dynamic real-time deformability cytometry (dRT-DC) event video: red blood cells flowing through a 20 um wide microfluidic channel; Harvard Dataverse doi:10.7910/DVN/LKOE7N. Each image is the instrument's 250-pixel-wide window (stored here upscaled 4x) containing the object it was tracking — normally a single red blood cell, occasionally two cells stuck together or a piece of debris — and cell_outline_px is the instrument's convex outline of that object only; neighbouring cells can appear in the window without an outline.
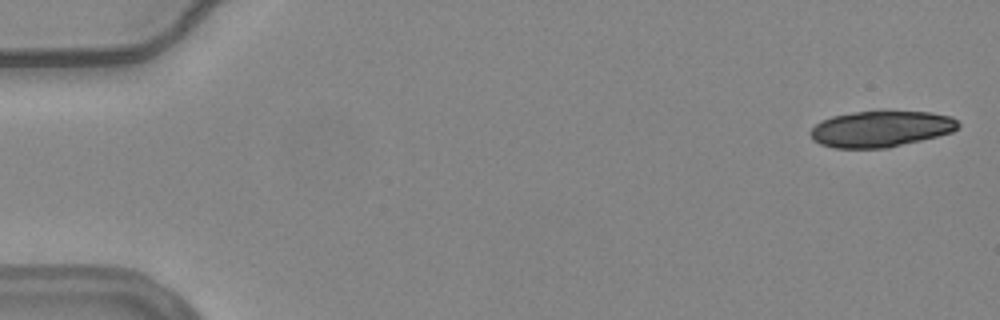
{"species": "common noctule bat (a hibernating species)", "species_latin": "Nyctalus noctula", "temperature_condition": "warm", "stored_images_in_passage": 19, "camera_frame_rate_fps": 3000, "um_per_image_px": 0.085, "animal": {"sex": "female", "body_mass_g": 24.6, "forearm_length_mm": 56.2}, "frame": {"image": 1, "passage_image": 1, "time_ms": 0.0, "image_size_px": [1000, 320], "cell_outline_px": [[960, 124], [952, 132], [888, 148], [836, 148], [820, 144], [812, 140], [808, 132], [820, 120], [832, 116], [856, 112], [932, 112], [952, 116]], "centroid_in_image_um": [74.83, 10.96], "position_along_channel_um": 10.2, "area_um2": 30.92}}